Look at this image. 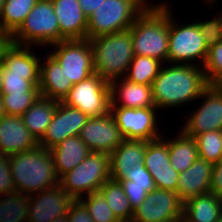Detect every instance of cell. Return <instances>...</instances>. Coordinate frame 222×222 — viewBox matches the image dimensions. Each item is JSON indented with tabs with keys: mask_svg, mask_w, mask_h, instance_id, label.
<instances>
[{
	"mask_svg": "<svg viewBox=\"0 0 222 222\" xmlns=\"http://www.w3.org/2000/svg\"><path fill=\"white\" fill-rule=\"evenodd\" d=\"M163 3V4H162ZM170 3L149 4L130 27L134 55L167 63Z\"/></svg>",
	"mask_w": 222,
	"mask_h": 222,
	"instance_id": "7a4b0ae2",
	"label": "cell"
},
{
	"mask_svg": "<svg viewBox=\"0 0 222 222\" xmlns=\"http://www.w3.org/2000/svg\"><path fill=\"white\" fill-rule=\"evenodd\" d=\"M6 115L22 116L39 98L40 92L1 94Z\"/></svg>",
	"mask_w": 222,
	"mask_h": 222,
	"instance_id": "d590c367",
	"label": "cell"
},
{
	"mask_svg": "<svg viewBox=\"0 0 222 222\" xmlns=\"http://www.w3.org/2000/svg\"><path fill=\"white\" fill-rule=\"evenodd\" d=\"M183 218L188 222H216L222 218V199L212 192L184 202Z\"/></svg>",
	"mask_w": 222,
	"mask_h": 222,
	"instance_id": "484cf974",
	"label": "cell"
},
{
	"mask_svg": "<svg viewBox=\"0 0 222 222\" xmlns=\"http://www.w3.org/2000/svg\"><path fill=\"white\" fill-rule=\"evenodd\" d=\"M79 200L86 206L94 222H120L107 205L105 196L100 190L81 197Z\"/></svg>",
	"mask_w": 222,
	"mask_h": 222,
	"instance_id": "836d02e7",
	"label": "cell"
},
{
	"mask_svg": "<svg viewBox=\"0 0 222 222\" xmlns=\"http://www.w3.org/2000/svg\"><path fill=\"white\" fill-rule=\"evenodd\" d=\"M49 151L59 178L78 166L91 153L79 136L68 137Z\"/></svg>",
	"mask_w": 222,
	"mask_h": 222,
	"instance_id": "cb8c5ba5",
	"label": "cell"
},
{
	"mask_svg": "<svg viewBox=\"0 0 222 222\" xmlns=\"http://www.w3.org/2000/svg\"><path fill=\"white\" fill-rule=\"evenodd\" d=\"M131 207L136 209L146 199L147 186L131 185L130 180L120 181Z\"/></svg>",
	"mask_w": 222,
	"mask_h": 222,
	"instance_id": "60d3db41",
	"label": "cell"
},
{
	"mask_svg": "<svg viewBox=\"0 0 222 222\" xmlns=\"http://www.w3.org/2000/svg\"><path fill=\"white\" fill-rule=\"evenodd\" d=\"M43 63L40 62L39 92L40 95L57 101H62L73 87L66 77L60 63L48 52Z\"/></svg>",
	"mask_w": 222,
	"mask_h": 222,
	"instance_id": "44dd1931",
	"label": "cell"
},
{
	"mask_svg": "<svg viewBox=\"0 0 222 222\" xmlns=\"http://www.w3.org/2000/svg\"><path fill=\"white\" fill-rule=\"evenodd\" d=\"M50 54L60 63L66 77L73 84L79 83L95 73L93 54L89 39L62 40L48 47Z\"/></svg>",
	"mask_w": 222,
	"mask_h": 222,
	"instance_id": "30bf717a",
	"label": "cell"
},
{
	"mask_svg": "<svg viewBox=\"0 0 222 222\" xmlns=\"http://www.w3.org/2000/svg\"><path fill=\"white\" fill-rule=\"evenodd\" d=\"M95 74L111 82L126 75L134 51L130 29L89 39Z\"/></svg>",
	"mask_w": 222,
	"mask_h": 222,
	"instance_id": "277c9868",
	"label": "cell"
},
{
	"mask_svg": "<svg viewBox=\"0 0 222 222\" xmlns=\"http://www.w3.org/2000/svg\"><path fill=\"white\" fill-rule=\"evenodd\" d=\"M3 4H4V0H0V16L2 13Z\"/></svg>",
	"mask_w": 222,
	"mask_h": 222,
	"instance_id": "f907efd6",
	"label": "cell"
},
{
	"mask_svg": "<svg viewBox=\"0 0 222 222\" xmlns=\"http://www.w3.org/2000/svg\"><path fill=\"white\" fill-rule=\"evenodd\" d=\"M164 222H180V219H170V220L164 221Z\"/></svg>",
	"mask_w": 222,
	"mask_h": 222,
	"instance_id": "816d5d0a",
	"label": "cell"
},
{
	"mask_svg": "<svg viewBox=\"0 0 222 222\" xmlns=\"http://www.w3.org/2000/svg\"><path fill=\"white\" fill-rule=\"evenodd\" d=\"M2 85L1 94L39 92V75L3 74Z\"/></svg>",
	"mask_w": 222,
	"mask_h": 222,
	"instance_id": "e575fe53",
	"label": "cell"
},
{
	"mask_svg": "<svg viewBox=\"0 0 222 222\" xmlns=\"http://www.w3.org/2000/svg\"><path fill=\"white\" fill-rule=\"evenodd\" d=\"M149 1L105 0L88 18L86 38L130 29L137 17L152 3Z\"/></svg>",
	"mask_w": 222,
	"mask_h": 222,
	"instance_id": "5b68a950",
	"label": "cell"
},
{
	"mask_svg": "<svg viewBox=\"0 0 222 222\" xmlns=\"http://www.w3.org/2000/svg\"><path fill=\"white\" fill-rule=\"evenodd\" d=\"M15 191L33 195L59 184L53 157L48 149L37 147L9 156Z\"/></svg>",
	"mask_w": 222,
	"mask_h": 222,
	"instance_id": "3957f363",
	"label": "cell"
},
{
	"mask_svg": "<svg viewBox=\"0 0 222 222\" xmlns=\"http://www.w3.org/2000/svg\"><path fill=\"white\" fill-rule=\"evenodd\" d=\"M62 40L66 39L60 34L51 0H38L24 22L12 34V41L17 45L48 47Z\"/></svg>",
	"mask_w": 222,
	"mask_h": 222,
	"instance_id": "8992f818",
	"label": "cell"
},
{
	"mask_svg": "<svg viewBox=\"0 0 222 222\" xmlns=\"http://www.w3.org/2000/svg\"><path fill=\"white\" fill-rule=\"evenodd\" d=\"M13 44L12 34L4 30H0V63L3 60L6 50Z\"/></svg>",
	"mask_w": 222,
	"mask_h": 222,
	"instance_id": "f6af8a7d",
	"label": "cell"
},
{
	"mask_svg": "<svg viewBox=\"0 0 222 222\" xmlns=\"http://www.w3.org/2000/svg\"><path fill=\"white\" fill-rule=\"evenodd\" d=\"M211 192L222 199V159L213 164Z\"/></svg>",
	"mask_w": 222,
	"mask_h": 222,
	"instance_id": "7bdbcfd3",
	"label": "cell"
},
{
	"mask_svg": "<svg viewBox=\"0 0 222 222\" xmlns=\"http://www.w3.org/2000/svg\"><path fill=\"white\" fill-rule=\"evenodd\" d=\"M198 156L210 163H217L222 159V131H207L194 137Z\"/></svg>",
	"mask_w": 222,
	"mask_h": 222,
	"instance_id": "d6a6232c",
	"label": "cell"
},
{
	"mask_svg": "<svg viewBox=\"0 0 222 222\" xmlns=\"http://www.w3.org/2000/svg\"><path fill=\"white\" fill-rule=\"evenodd\" d=\"M110 107L156 108L152 86L132 83L124 77L109 82Z\"/></svg>",
	"mask_w": 222,
	"mask_h": 222,
	"instance_id": "d6986e66",
	"label": "cell"
},
{
	"mask_svg": "<svg viewBox=\"0 0 222 222\" xmlns=\"http://www.w3.org/2000/svg\"><path fill=\"white\" fill-rule=\"evenodd\" d=\"M172 12L171 6L169 8L167 63L203 66L209 47L205 43L197 22L180 25L176 22L177 19L173 18Z\"/></svg>",
	"mask_w": 222,
	"mask_h": 222,
	"instance_id": "52a82bcc",
	"label": "cell"
},
{
	"mask_svg": "<svg viewBox=\"0 0 222 222\" xmlns=\"http://www.w3.org/2000/svg\"><path fill=\"white\" fill-rule=\"evenodd\" d=\"M147 141L126 140L110 154L111 180L120 182L130 173V170L138 164L144 163Z\"/></svg>",
	"mask_w": 222,
	"mask_h": 222,
	"instance_id": "603a6c76",
	"label": "cell"
},
{
	"mask_svg": "<svg viewBox=\"0 0 222 222\" xmlns=\"http://www.w3.org/2000/svg\"><path fill=\"white\" fill-rule=\"evenodd\" d=\"M163 136L147 141L143 165L152 175L156 188L176 191L179 173L171 165L168 139Z\"/></svg>",
	"mask_w": 222,
	"mask_h": 222,
	"instance_id": "2e32d148",
	"label": "cell"
},
{
	"mask_svg": "<svg viewBox=\"0 0 222 222\" xmlns=\"http://www.w3.org/2000/svg\"><path fill=\"white\" fill-rule=\"evenodd\" d=\"M79 137L91 152L111 154L124 140L111 112L102 116L89 117Z\"/></svg>",
	"mask_w": 222,
	"mask_h": 222,
	"instance_id": "5bb4252c",
	"label": "cell"
},
{
	"mask_svg": "<svg viewBox=\"0 0 222 222\" xmlns=\"http://www.w3.org/2000/svg\"><path fill=\"white\" fill-rule=\"evenodd\" d=\"M163 65L152 83L153 100L158 112L163 108H178L197 101L209 85L202 66L171 63Z\"/></svg>",
	"mask_w": 222,
	"mask_h": 222,
	"instance_id": "6da1fadb",
	"label": "cell"
},
{
	"mask_svg": "<svg viewBox=\"0 0 222 222\" xmlns=\"http://www.w3.org/2000/svg\"><path fill=\"white\" fill-rule=\"evenodd\" d=\"M110 155L102 152H91L74 169L59 178V185L74 200L99 190L109 181Z\"/></svg>",
	"mask_w": 222,
	"mask_h": 222,
	"instance_id": "ba28073f",
	"label": "cell"
},
{
	"mask_svg": "<svg viewBox=\"0 0 222 222\" xmlns=\"http://www.w3.org/2000/svg\"><path fill=\"white\" fill-rule=\"evenodd\" d=\"M213 163L197 158L184 172L179 173L176 193L185 202L191 197L211 192Z\"/></svg>",
	"mask_w": 222,
	"mask_h": 222,
	"instance_id": "ffe728a7",
	"label": "cell"
},
{
	"mask_svg": "<svg viewBox=\"0 0 222 222\" xmlns=\"http://www.w3.org/2000/svg\"><path fill=\"white\" fill-rule=\"evenodd\" d=\"M69 107L79 109L88 117H97L110 112L111 98L109 82L97 74L73 84L61 101Z\"/></svg>",
	"mask_w": 222,
	"mask_h": 222,
	"instance_id": "9c48e42d",
	"label": "cell"
},
{
	"mask_svg": "<svg viewBox=\"0 0 222 222\" xmlns=\"http://www.w3.org/2000/svg\"><path fill=\"white\" fill-rule=\"evenodd\" d=\"M51 222H68V217H67V215L60 216V217L53 219Z\"/></svg>",
	"mask_w": 222,
	"mask_h": 222,
	"instance_id": "7dc6e473",
	"label": "cell"
},
{
	"mask_svg": "<svg viewBox=\"0 0 222 222\" xmlns=\"http://www.w3.org/2000/svg\"><path fill=\"white\" fill-rule=\"evenodd\" d=\"M6 115V111L3 105L2 95L0 94V119Z\"/></svg>",
	"mask_w": 222,
	"mask_h": 222,
	"instance_id": "bcb514c9",
	"label": "cell"
},
{
	"mask_svg": "<svg viewBox=\"0 0 222 222\" xmlns=\"http://www.w3.org/2000/svg\"><path fill=\"white\" fill-rule=\"evenodd\" d=\"M180 222H188V221H186L184 218H181Z\"/></svg>",
	"mask_w": 222,
	"mask_h": 222,
	"instance_id": "f5cc1de1",
	"label": "cell"
},
{
	"mask_svg": "<svg viewBox=\"0 0 222 222\" xmlns=\"http://www.w3.org/2000/svg\"><path fill=\"white\" fill-rule=\"evenodd\" d=\"M175 136V139H168L169 159L172 167L178 173H182L199 157L198 149L195 139L185 135L181 130Z\"/></svg>",
	"mask_w": 222,
	"mask_h": 222,
	"instance_id": "83f0119b",
	"label": "cell"
},
{
	"mask_svg": "<svg viewBox=\"0 0 222 222\" xmlns=\"http://www.w3.org/2000/svg\"><path fill=\"white\" fill-rule=\"evenodd\" d=\"M73 201L59 184L30 195L27 222H51L57 217L65 216Z\"/></svg>",
	"mask_w": 222,
	"mask_h": 222,
	"instance_id": "e0dca14e",
	"label": "cell"
},
{
	"mask_svg": "<svg viewBox=\"0 0 222 222\" xmlns=\"http://www.w3.org/2000/svg\"><path fill=\"white\" fill-rule=\"evenodd\" d=\"M157 108L110 107L120 134L126 140L153 141L163 134L157 128ZM157 124V125H156Z\"/></svg>",
	"mask_w": 222,
	"mask_h": 222,
	"instance_id": "7c38bea8",
	"label": "cell"
},
{
	"mask_svg": "<svg viewBox=\"0 0 222 222\" xmlns=\"http://www.w3.org/2000/svg\"><path fill=\"white\" fill-rule=\"evenodd\" d=\"M15 191L9 156L0 153V195H5Z\"/></svg>",
	"mask_w": 222,
	"mask_h": 222,
	"instance_id": "ab89813d",
	"label": "cell"
},
{
	"mask_svg": "<svg viewBox=\"0 0 222 222\" xmlns=\"http://www.w3.org/2000/svg\"><path fill=\"white\" fill-rule=\"evenodd\" d=\"M197 24L208 47L222 40V12L211 20L200 19Z\"/></svg>",
	"mask_w": 222,
	"mask_h": 222,
	"instance_id": "74e56055",
	"label": "cell"
},
{
	"mask_svg": "<svg viewBox=\"0 0 222 222\" xmlns=\"http://www.w3.org/2000/svg\"><path fill=\"white\" fill-rule=\"evenodd\" d=\"M38 0H4L0 29L13 34L34 8Z\"/></svg>",
	"mask_w": 222,
	"mask_h": 222,
	"instance_id": "4dcf8cb0",
	"label": "cell"
},
{
	"mask_svg": "<svg viewBox=\"0 0 222 222\" xmlns=\"http://www.w3.org/2000/svg\"><path fill=\"white\" fill-rule=\"evenodd\" d=\"M58 101L43 96L34 102L21 116L24 125L39 142L51 123Z\"/></svg>",
	"mask_w": 222,
	"mask_h": 222,
	"instance_id": "4316f807",
	"label": "cell"
},
{
	"mask_svg": "<svg viewBox=\"0 0 222 222\" xmlns=\"http://www.w3.org/2000/svg\"><path fill=\"white\" fill-rule=\"evenodd\" d=\"M105 0H78L84 15L89 18L90 15L103 3Z\"/></svg>",
	"mask_w": 222,
	"mask_h": 222,
	"instance_id": "ee69618b",
	"label": "cell"
},
{
	"mask_svg": "<svg viewBox=\"0 0 222 222\" xmlns=\"http://www.w3.org/2000/svg\"><path fill=\"white\" fill-rule=\"evenodd\" d=\"M124 180H130L131 185L147 186V193L156 188L152 175L143 164L133 167Z\"/></svg>",
	"mask_w": 222,
	"mask_h": 222,
	"instance_id": "f35d334b",
	"label": "cell"
},
{
	"mask_svg": "<svg viewBox=\"0 0 222 222\" xmlns=\"http://www.w3.org/2000/svg\"><path fill=\"white\" fill-rule=\"evenodd\" d=\"M32 47L13 43L2 60L3 74L39 75L40 59L43 58L38 57Z\"/></svg>",
	"mask_w": 222,
	"mask_h": 222,
	"instance_id": "d4e9b609",
	"label": "cell"
},
{
	"mask_svg": "<svg viewBox=\"0 0 222 222\" xmlns=\"http://www.w3.org/2000/svg\"><path fill=\"white\" fill-rule=\"evenodd\" d=\"M30 195L14 191L0 196V222H27Z\"/></svg>",
	"mask_w": 222,
	"mask_h": 222,
	"instance_id": "f546056e",
	"label": "cell"
},
{
	"mask_svg": "<svg viewBox=\"0 0 222 222\" xmlns=\"http://www.w3.org/2000/svg\"><path fill=\"white\" fill-rule=\"evenodd\" d=\"M2 79H3V64L2 62L0 63V94L2 92Z\"/></svg>",
	"mask_w": 222,
	"mask_h": 222,
	"instance_id": "c3c4849f",
	"label": "cell"
},
{
	"mask_svg": "<svg viewBox=\"0 0 222 222\" xmlns=\"http://www.w3.org/2000/svg\"><path fill=\"white\" fill-rule=\"evenodd\" d=\"M68 222H94L88 209L80 200H74L69 206Z\"/></svg>",
	"mask_w": 222,
	"mask_h": 222,
	"instance_id": "b9f144b4",
	"label": "cell"
},
{
	"mask_svg": "<svg viewBox=\"0 0 222 222\" xmlns=\"http://www.w3.org/2000/svg\"><path fill=\"white\" fill-rule=\"evenodd\" d=\"M184 202L176 191L155 188L134 209L131 222H164L183 218Z\"/></svg>",
	"mask_w": 222,
	"mask_h": 222,
	"instance_id": "4fadbf2b",
	"label": "cell"
},
{
	"mask_svg": "<svg viewBox=\"0 0 222 222\" xmlns=\"http://www.w3.org/2000/svg\"><path fill=\"white\" fill-rule=\"evenodd\" d=\"M203 1H205L204 3L206 4H209V5H212V3H214L215 4V0H203Z\"/></svg>",
	"mask_w": 222,
	"mask_h": 222,
	"instance_id": "681fc988",
	"label": "cell"
},
{
	"mask_svg": "<svg viewBox=\"0 0 222 222\" xmlns=\"http://www.w3.org/2000/svg\"><path fill=\"white\" fill-rule=\"evenodd\" d=\"M162 65L163 63L155 58L134 55L124 78L132 83L152 86Z\"/></svg>",
	"mask_w": 222,
	"mask_h": 222,
	"instance_id": "1f68e13d",
	"label": "cell"
},
{
	"mask_svg": "<svg viewBox=\"0 0 222 222\" xmlns=\"http://www.w3.org/2000/svg\"><path fill=\"white\" fill-rule=\"evenodd\" d=\"M202 67L208 84L222 85V40L208 48Z\"/></svg>",
	"mask_w": 222,
	"mask_h": 222,
	"instance_id": "8d00e7d4",
	"label": "cell"
},
{
	"mask_svg": "<svg viewBox=\"0 0 222 222\" xmlns=\"http://www.w3.org/2000/svg\"><path fill=\"white\" fill-rule=\"evenodd\" d=\"M88 119L89 117L79 109L58 101L51 123L39 141V145L50 150L68 137L79 136Z\"/></svg>",
	"mask_w": 222,
	"mask_h": 222,
	"instance_id": "9a60e30c",
	"label": "cell"
},
{
	"mask_svg": "<svg viewBox=\"0 0 222 222\" xmlns=\"http://www.w3.org/2000/svg\"><path fill=\"white\" fill-rule=\"evenodd\" d=\"M105 196L107 205L120 222H131L134 210L124 193L120 182L109 180L99 189Z\"/></svg>",
	"mask_w": 222,
	"mask_h": 222,
	"instance_id": "f1b7e54d",
	"label": "cell"
},
{
	"mask_svg": "<svg viewBox=\"0 0 222 222\" xmlns=\"http://www.w3.org/2000/svg\"><path fill=\"white\" fill-rule=\"evenodd\" d=\"M201 105L190 112L181 131L189 136L206 133L207 131H222V85L209 84L198 100ZM193 113V114H192Z\"/></svg>",
	"mask_w": 222,
	"mask_h": 222,
	"instance_id": "8fae6325",
	"label": "cell"
},
{
	"mask_svg": "<svg viewBox=\"0 0 222 222\" xmlns=\"http://www.w3.org/2000/svg\"><path fill=\"white\" fill-rule=\"evenodd\" d=\"M60 34L66 39H86L88 18L78 0H51Z\"/></svg>",
	"mask_w": 222,
	"mask_h": 222,
	"instance_id": "7402d4cb",
	"label": "cell"
},
{
	"mask_svg": "<svg viewBox=\"0 0 222 222\" xmlns=\"http://www.w3.org/2000/svg\"><path fill=\"white\" fill-rule=\"evenodd\" d=\"M39 142L24 125L21 116L5 115L0 119V153L13 155L33 149Z\"/></svg>",
	"mask_w": 222,
	"mask_h": 222,
	"instance_id": "ac0fdd59",
	"label": "cell"
}]
</instances>
